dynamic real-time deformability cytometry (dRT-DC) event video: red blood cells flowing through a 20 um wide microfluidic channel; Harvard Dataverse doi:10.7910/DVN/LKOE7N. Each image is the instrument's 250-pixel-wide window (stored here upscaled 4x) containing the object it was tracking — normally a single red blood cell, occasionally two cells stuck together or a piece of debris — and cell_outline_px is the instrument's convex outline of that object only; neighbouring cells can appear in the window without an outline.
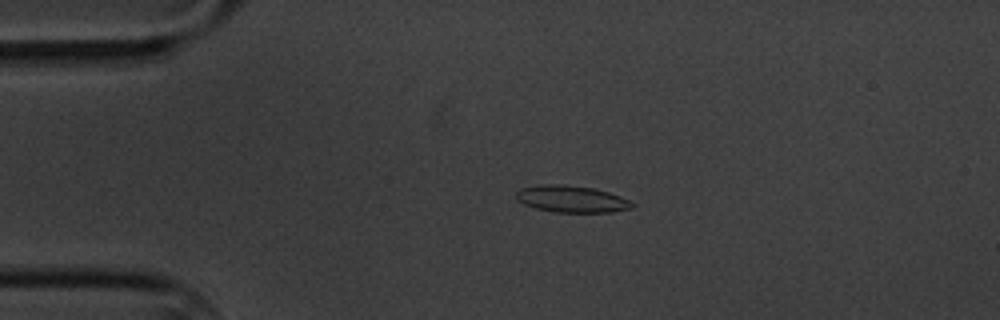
{"species": "common noctule bat (a hibernating species)", "species_latin": "Nyctalus noctula", "temperature_condition": "cold", "stored_images_in_passage": 4, "camera_frame_rate_fps": 3000, "um_per_image_px": 0.085, "animal": {"sex": "male", "body_mass_g": 20.1, "forearm_length_mm": 53.5}, "frame": {"image": 1, "passage_image": 3, "time_ms": 3.333, "image_size_px": [1000, 320], "cell_outline_px": [[636, 204], [632, 208], [612, 212], [556, 212], [536, 208], [524, 204], [516, 200], [516, 192], [520, 188], [540, 184], [564, 184], [592, 188], [608, 192], [620, 196]], "centroid_in_image_um": [48.57, 16.91], "position_along_channel_um": 36.4, "area_um2": 18.15}}